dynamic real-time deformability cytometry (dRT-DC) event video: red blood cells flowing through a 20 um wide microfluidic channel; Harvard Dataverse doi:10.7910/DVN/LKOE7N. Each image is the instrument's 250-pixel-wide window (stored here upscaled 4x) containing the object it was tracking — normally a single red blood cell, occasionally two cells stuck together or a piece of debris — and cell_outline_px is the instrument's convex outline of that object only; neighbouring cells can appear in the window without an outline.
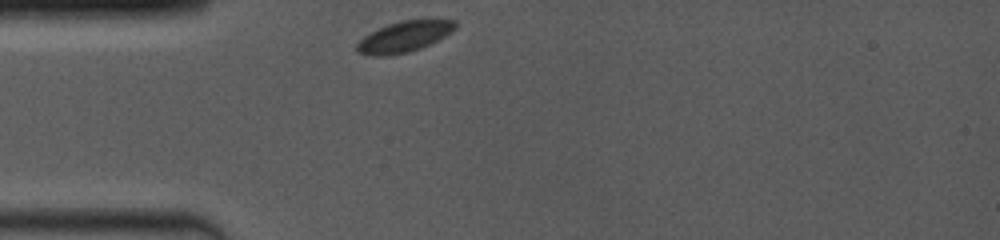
{"species": "common noctule bat (a hibernating species)", "species_latin": "Nyctalus noctula", "temperature_condition": "room temperature", "stored_images_in_passage": 14, "camera_frame_rate_fps": 4000, "um_per_image_px": 0.085, "animal": {"sex": "female", "body_mass_g": 19.0, "forearm_length_mm": 53.3}, "frame": {"image": 1, "passage_image": 1, "time_ms": 0.0, "image_size_px": [1000, 240], "cell_outline_px": [[456, 28], [452, 32], [420, 48], [408, 52], [384, 56], [372, 56], [356, 52], [356, 44], [364, 36], [388, 24], [400, 20], [456, 20]], "centroid_in_image_um": [34.33, 3.12], "position_along_channel_um": 50.7, "area_um2": 17.4}}